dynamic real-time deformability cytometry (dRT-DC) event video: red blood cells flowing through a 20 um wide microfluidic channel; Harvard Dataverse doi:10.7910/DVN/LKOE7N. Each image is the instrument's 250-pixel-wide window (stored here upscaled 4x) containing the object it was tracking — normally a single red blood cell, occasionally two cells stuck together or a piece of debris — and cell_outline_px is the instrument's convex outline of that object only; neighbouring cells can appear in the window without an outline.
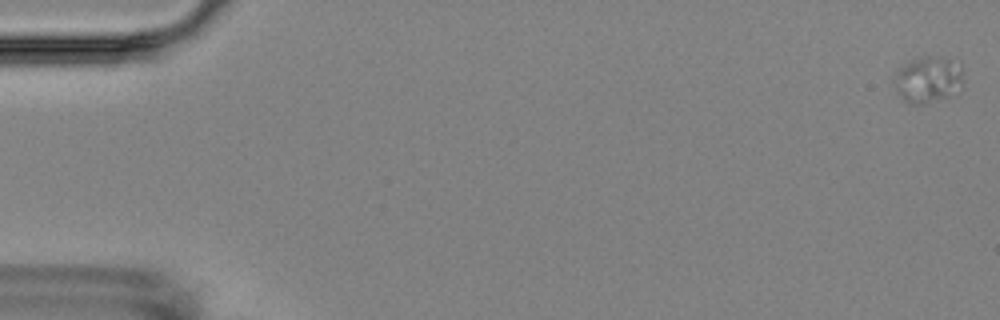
{"species": "Egyptian fruit bat (a non-hibernating species)", "species_latin": "Rousettus aegyptiacus", "temperature_condition": "room temperature", "stored_images_in_passage": 6, "camera_frame_rate_fps": 3000, "um_per_image_px": 0.085, "animal": {"sex": "female"}, "frame": {"image": 1, "passage_image": 1, "time_ms": 0.0, "image_size_px": [1000, 320], "cell_outline_px": [[964, 84], [948, 96], [920, 104], [912, 104], [904, 100], [896, 92], [892, 76], [896, 68], [908, 60], [924, 52], [940, 56], [960, 64], [964, 80]], "centroid_in_image_um": [78.82, 6.67], "position_along_channel_um": 6.2, "area_um2": 19.42}}
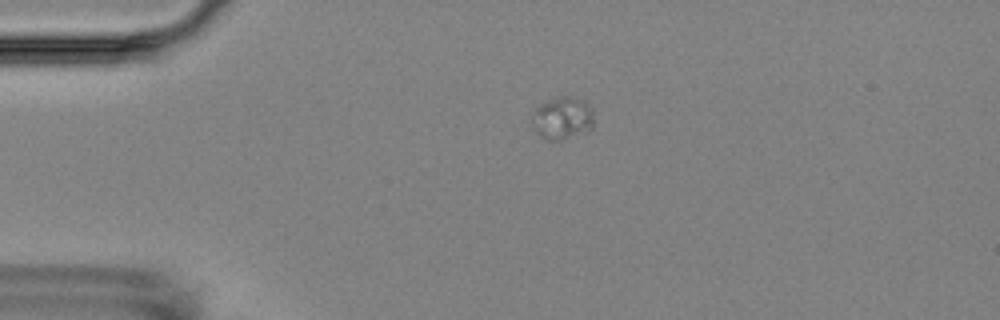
{"frame": {"image": 2, "passage_image": 4, "time_ms": 4.333, "image_size_px": [1000, 320], "cell_outline_px": [[592, 128], [560, 140], [548, 140], [540, 136], [532, 128], [532, 112], [540, 104], [548, 100], [560, 96], [572, 96], [588, 100], [592, 108]], "centroid_in_image_um": [47.79, 10.0], "position_along_channel_um": 37.2, "area_um2": 15.43}}